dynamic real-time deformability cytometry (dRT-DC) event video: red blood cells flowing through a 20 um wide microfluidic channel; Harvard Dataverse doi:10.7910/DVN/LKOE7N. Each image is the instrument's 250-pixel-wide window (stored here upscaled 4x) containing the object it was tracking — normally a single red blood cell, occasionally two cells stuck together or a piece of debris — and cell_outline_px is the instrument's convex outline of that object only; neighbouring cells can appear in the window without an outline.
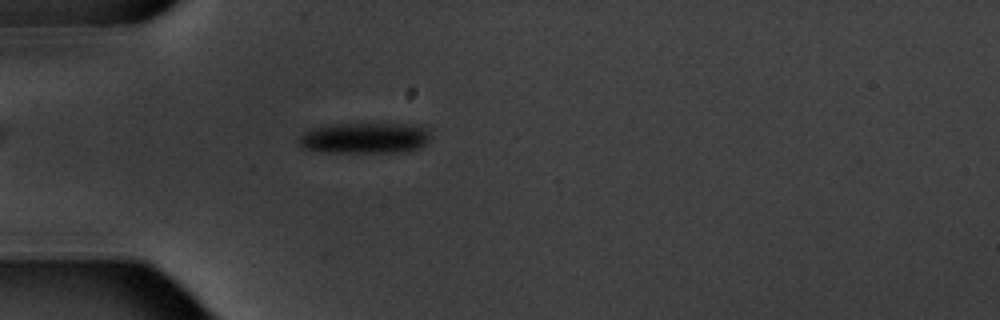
{"species": "common noctule bat (a hibernating species)", "species_latin": "Nyctalus noctula", "temperature_condition": "warm", "stored_images_in_passage": 4, "camera_frame_rate_fps": 3000, "um_per_image_px": 0.085, "animal": {"sex": "male", "body_mass_g": 20.1, "forearm_length_mm": 53.5}, "frame": {"image": 1, "passage_image": 4, "time_ms": 3.333, "image_size_px": [1000, 320], "cell_outline_px": [[432, 136], [420, 148], [408, 152], [324, 152], [304, 148], [296, 144], [300, 136], [304, 132], [312, 128], [332, 124], [420, 124]], "centroid_in_image_um": [31.02, 11.73], "position_along_channel_um": 54.0, "area_um2": 23.93}}